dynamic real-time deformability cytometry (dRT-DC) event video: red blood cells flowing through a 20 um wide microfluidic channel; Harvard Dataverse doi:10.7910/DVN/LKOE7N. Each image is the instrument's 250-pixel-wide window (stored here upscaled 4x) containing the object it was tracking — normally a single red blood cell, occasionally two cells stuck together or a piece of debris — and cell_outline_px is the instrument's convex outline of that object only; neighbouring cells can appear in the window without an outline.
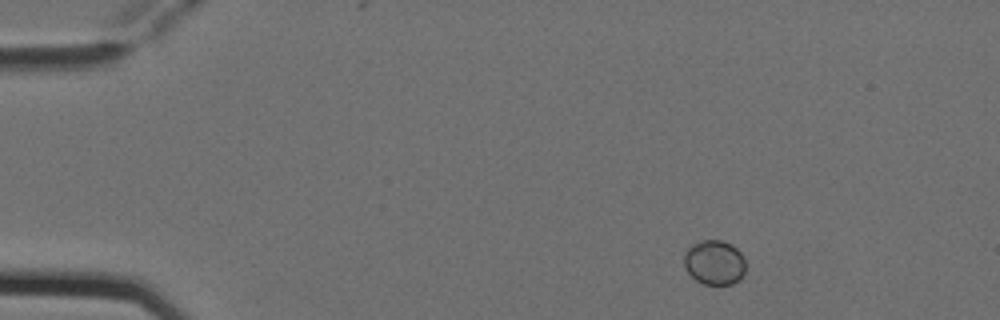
{"species": "Egyptian fruit bat (a non-hibernating species)", "species_latin": "Rousettus aegyptiacus", "temperature_condition": "cold", "stored_images_in_passage": 3, "camera_frame_rate_fps": 3000, "um_per_image_px": 0.085, "animal": {"sex": "female"}, "frame": {"image": 1, "passage_image": 1, "time_ms": 0.0, "image_size_px": [1000, 320], "cell_outline_px": [[744, 276], [740, 280], [732, 284], [704, 284], [696, 280], [688, 272], [684, 264], [684, 252], [692, 244], [700, 240], [720, 240], [732, 244], [744, 256]], "centroid_in_image_um": [60.73, 22.3], "position_along_channel_um": 24.3, "area_um2": 16.13}}